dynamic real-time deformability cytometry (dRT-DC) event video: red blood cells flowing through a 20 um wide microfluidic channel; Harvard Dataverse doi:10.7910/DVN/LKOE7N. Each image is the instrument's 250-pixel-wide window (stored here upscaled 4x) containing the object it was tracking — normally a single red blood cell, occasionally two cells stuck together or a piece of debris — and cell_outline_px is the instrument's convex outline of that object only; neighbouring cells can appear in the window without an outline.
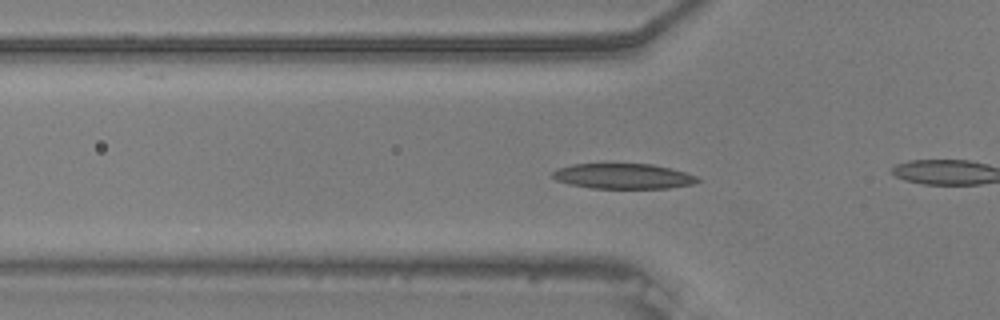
{"species": "common noctule bat (a hibernating species)", "species_latin": "Nyctalus noctula", "temperature_condition": "warm", "stored_images_in_passage": 55, "camera_frame_rate_fps": 3000, "um_per_image_px": 0.085, "animal": {"sex": "male", "body_mass_g": 20.5, "forearm_length_mm": 52.5}, "frame": {"image": 1, "passage_image": 18, "time_ms": 5.667, "image_size_px": [1000, 320], "cell_outline_px": [[700, 180], [692, 184], [668, 188], [592, 188], [568, 184], [556, 180], [552, 176], [552, 172], [556, 168], [572, 164], [652, 164], [684, 172], [696, 176]], "centroid_in_image_um": [52.91, 14.97], "position_along_channel_um": 72.9, "area_um2": 21.21}}
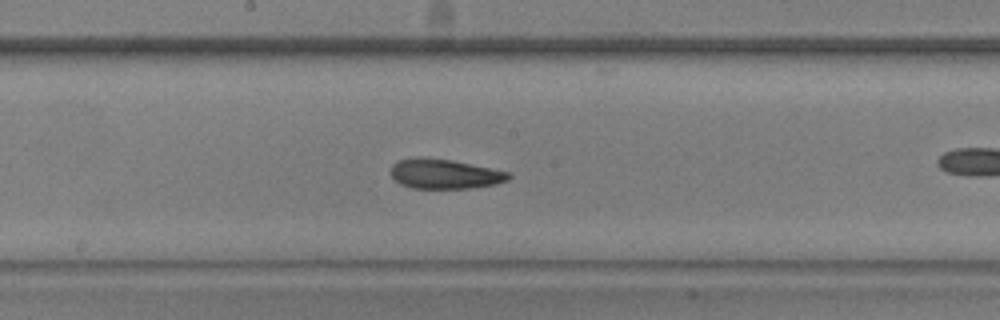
{"frame": {"image": 2, "passage_image": 29, "time_ms": 9.333, "image_size_px": [1000, 320], "cell_outline_px": [[512, 176], [508, 180], [496, 184], [472, 188], [412, 188], [400, 184], [388, 172], [392, 164], [396, 160], [416, 156], [452, 160], [492, 168], [508, 172]], "centroid_in_image_um": [37.75, 14.77], "position_along_channel_um": 210.5, "area_um2": 20.69}}
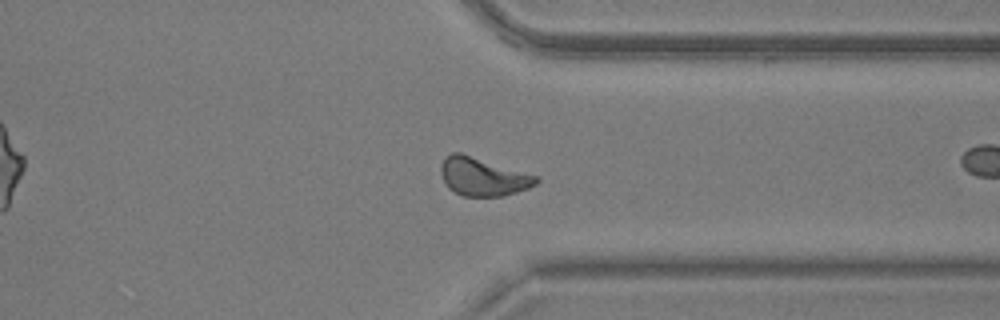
{"frame": {"image": 3, "passage_image": 42, "time_ms": 13.667, "image_size_px": [1000, 320], "cell_outline_px": [[540, 180], [536, 184], [528, 188], [504, 196], [464, 196], [448, 188], [440, 172], [440, 164], [452, 152], [460, 152], [540, 176]], "centroid_in_image_um": [41.08, 15.01], "position_along_channel_um": 370.3, "area_um2": 21.27}, "authors_computed_cell_mechanics": {"area_um2": 20.4612, "velocity_mm_per_s": 3.7179, "shape_relaxation_time_tau1_ms": 11.2451, "shape_relaxation_time_tau2_ms": 2.3942, "deformation_change_tau1": 0.2074, "deformation_change_tau2": 0.0785}}